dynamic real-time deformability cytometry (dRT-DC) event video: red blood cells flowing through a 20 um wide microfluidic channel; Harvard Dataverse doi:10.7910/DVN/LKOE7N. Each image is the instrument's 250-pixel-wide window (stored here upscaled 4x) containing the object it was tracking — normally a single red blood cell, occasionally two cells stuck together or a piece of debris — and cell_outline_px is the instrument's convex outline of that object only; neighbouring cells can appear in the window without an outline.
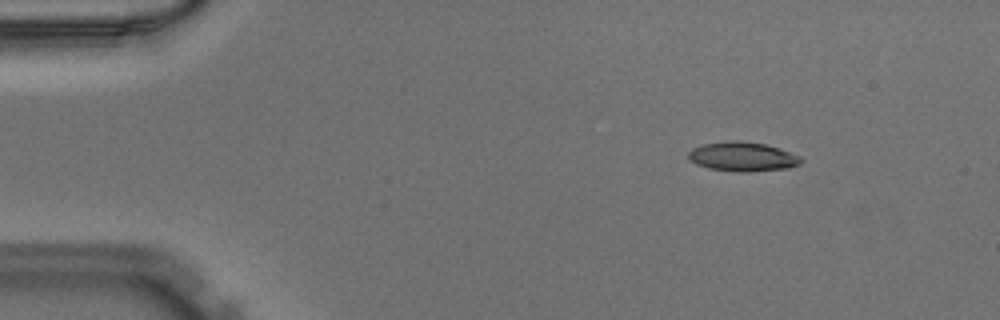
{"species": "Egyptian fruit bat (a non-hibernating species)", "species_latin": "Rousettus aegyptiacus", "temperature_condition": "warm", "stored_images_in_passage": 45, "camera_frame_rate_fps": 3000, "um_per_image_px": 0.085, "animal": {"sex": "male"}, "frame": {"image": 1, "passage_image": 1, "time_ms": 0.0, "image_size_px": [1000, 320], "cell_outline_px": [[804, 160], [800, 164], [788, 168], [748, 172], [736, 172], [708, 168], [696, 164], [688, 156], [688, 152], [692, 148], [704, 144], [724, 140], [740, 140], [764, 144], [780, 148], [800, 156]], "centroid_in_image_um": [63.13, 13.31], "position_along_channel_um": 21.9, "area_um2": 19.42}}
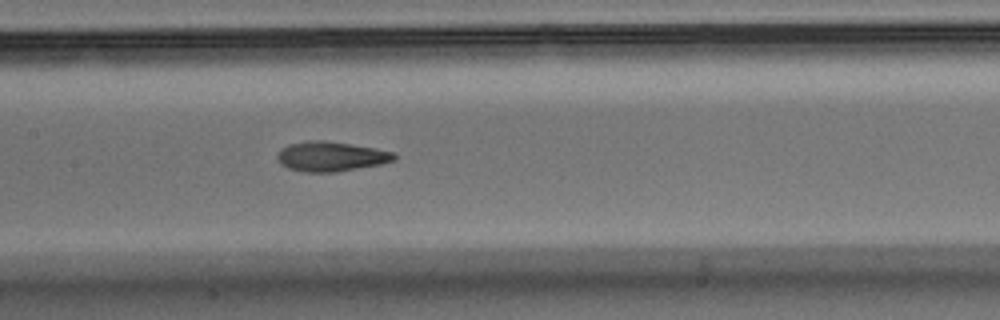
{"frame": {"image": 2, "passage_image": 19, "time_ms": 6.0, "image_size_px": [1000, 320], "cell_outline_px": [[396, 160], [384, 164], [336, 172], [304, 172], [288, 168], [280, 164], [276, 156], [280, 148], [288, 144], [308, 140], [324, 140], [376, 148], [396, 152]], "centroid_in_image_um": [28.15, 13.3], "position_along_channel_um": 179.3, "area_um2": 20.63}}
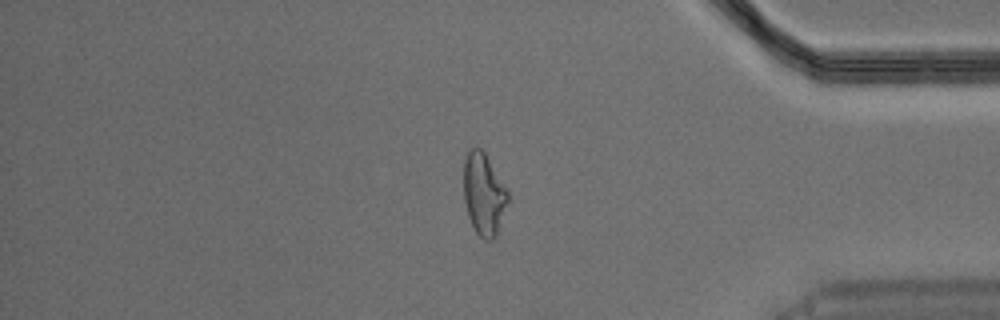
{"frame": {"image": 3, "passage_image": 37, "time_ms": 12.0, "image_size_px": [1000, 320], "cell_outline_px": [[508, 200], [496, 236], [492, 240], [484, 240], [476, 232], [468, 216], [464, 200], [464, 160], [468, 148], [480, 148], [484, 152], [508, 192]], "centroid_in_image_um": [41.1, 16.5], "position_along_channel_um": 394.1, "area_um2": 20.81}}